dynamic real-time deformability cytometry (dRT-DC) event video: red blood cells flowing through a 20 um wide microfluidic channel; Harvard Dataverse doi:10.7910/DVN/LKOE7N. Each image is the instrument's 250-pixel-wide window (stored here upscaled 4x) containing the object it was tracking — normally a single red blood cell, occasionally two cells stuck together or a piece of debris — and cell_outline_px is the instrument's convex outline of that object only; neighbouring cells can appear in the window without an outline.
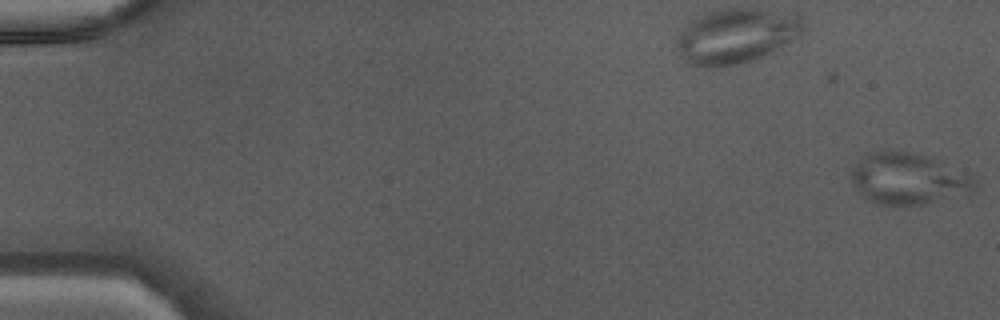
{"species": "Egyptian fruit bat (a non-hibernating species)", "species_latin": "Rousettus aegyptiacus", "temperature_condition": "warm", "stored_images_in_passage": 11, "camera_frame_rate_fps": 3000, "um_per_image_px": 0.085, "animal": {"sex": "male"}, "frame": {"image": 1, "passage_image": 1, "time_ms": 0.0, "image_size_px": [1000, 320], "cell_outline_px": [[980, 184], [972, 192], [928, 204], [880, 204], [864, 200], [848, 176], [852, 168], [864, 156], [872, 152], [912, 152], [932, 156], [972, 172]], "centroid_in_image_um": [77.31, 15.19], "position_along_channel_um": 7.7, "area_um2": 37.86}}